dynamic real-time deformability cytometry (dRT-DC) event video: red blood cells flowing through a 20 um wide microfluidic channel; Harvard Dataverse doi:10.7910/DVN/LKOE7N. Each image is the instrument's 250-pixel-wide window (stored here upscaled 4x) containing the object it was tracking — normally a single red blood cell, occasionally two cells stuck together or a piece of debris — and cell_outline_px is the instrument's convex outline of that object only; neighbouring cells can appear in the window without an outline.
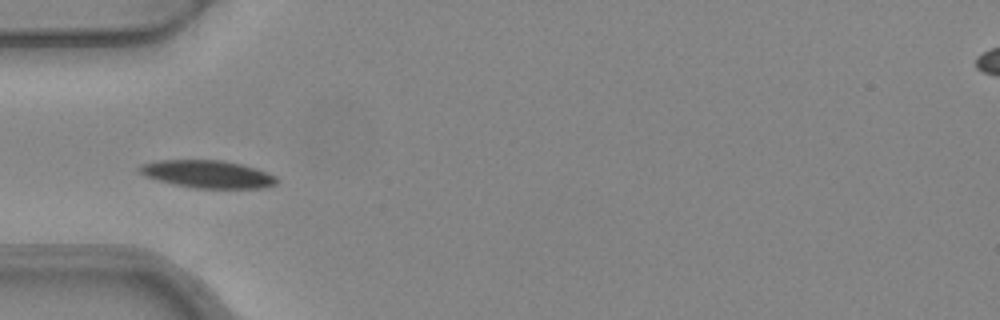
{"species": "common noctule bat (a hibernating species)", "species_latin": "Nyctalus noctula", "temperature_condition": "warm", "stored_images_in_passage": 4, "camera_frame_rate_fps": 3000, "um_per_image_px": 0.085, "animal": {"sex": "female", "body_mass_g": 24.6, "forearm_length_mm": 56.2}, "frame": {"image": 1, "passage_image": 2, "time_ms": 0.333, "image_size_px": [1000, 320], "cell_outline_px": [[276, 184], [264, 188], [196, 188], [176, 184], [144, 176], [136, 172], [136, 168], [140, 164], [156, 160], [220, 160], [240, 164], [276, 176]], "centroid_in_image_um": [17.56, 14.79], "position_along_channel_um": 67.4, "area_um2": 21.91}}
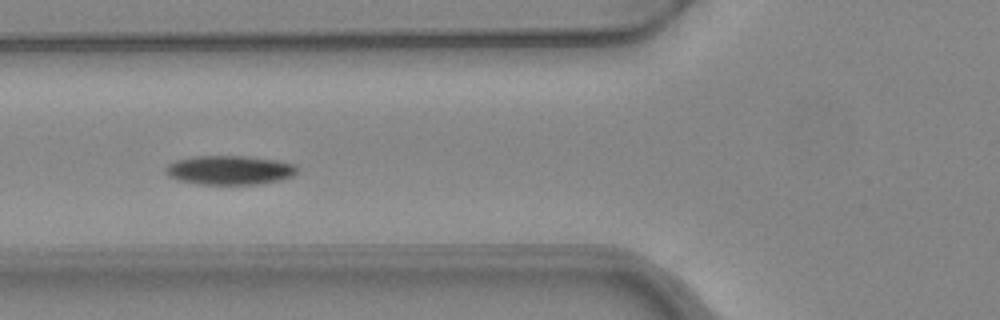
{"frame": {"image": 2, "passage_image": 3, "time_ms": 0.667, "image_size_px": [1000, 320], "cell_outline_px": [[296, 172], [292, 176], [280, 180], [256, 184], [200, 184], [180, 180], [168, 176], [164, 168], [168, 164], [176, 160], [192, 156], [244, 156], [276, 160], [292, 164], [296, 168]], "centroid_in_image_um": [19.47, 14.45], "position_along_channel_um": 106.3, "area_um2": 22.08}}
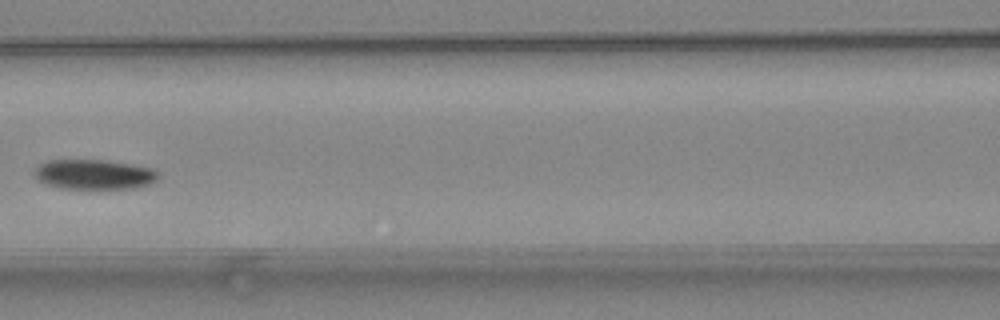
{"frame": {"image": 3, "passage_image": 4, "time_ms": 1.0, "image_size_px": [1000, 320], "cell_outline_px": [[160, 176], [156, 180], [148, 184], [132, 188], [60, 188], [48, 184], [40, 180], [32, 172], [40, 164], [48, 160], [104, 160], [152, 168], [160, 172]], "centroid_in_image_um": [8.01, 14.81], "position_along_channel_um": 158.6, "area_um2": 21.27}}